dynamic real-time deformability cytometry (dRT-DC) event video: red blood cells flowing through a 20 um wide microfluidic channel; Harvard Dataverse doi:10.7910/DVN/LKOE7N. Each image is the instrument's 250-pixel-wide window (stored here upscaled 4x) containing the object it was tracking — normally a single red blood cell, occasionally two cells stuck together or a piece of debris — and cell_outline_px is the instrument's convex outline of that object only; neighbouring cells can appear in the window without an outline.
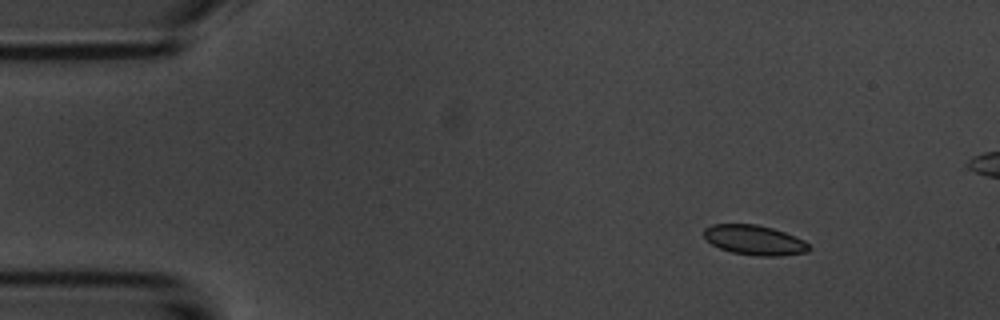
{"species": "common noctule bat (a hibernating species)", "species_latin": "Nyctalus noctula", "temperature_condition": "room temperature", "stored_images_in_passage": 4, "camera_frame_rate_fps": 3000, "um_per_image_px": 0.085, "animal": {"sex": "male", "body_mass_g": 20.1, "forearm_length_mm": 53.5}, "frame": {"image": 1, "passage_image": 2, "time_ms": 1.0, "image_size_px": [1000, 320], "cell_outline_px": [[812, 248], [808, 252], [780, 256], [756, 256], [732, 252], [720, 248], [712, 244], [704, 236], [704, 228], [712, 224], [756, 224], [772, 228], [784, 232], [804, 240]], "centroid_in_image_um": [64.15, 20.41], "position_along_channel_um": 20.9, "area_um2": 18.26}}